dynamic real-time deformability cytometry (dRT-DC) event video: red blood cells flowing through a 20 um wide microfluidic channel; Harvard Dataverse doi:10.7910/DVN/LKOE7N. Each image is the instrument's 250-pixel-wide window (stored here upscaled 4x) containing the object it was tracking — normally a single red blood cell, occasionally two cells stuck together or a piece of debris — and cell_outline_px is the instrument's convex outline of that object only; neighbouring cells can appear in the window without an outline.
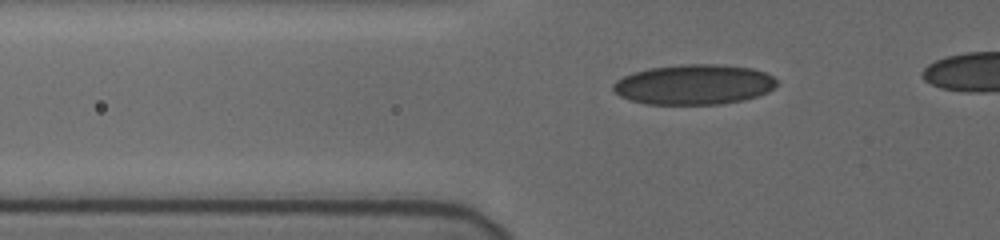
{"species": "human", "species_latin": "Homo sapiens", "temperature_condition": "cold", "stored_images_in_passage": 41, "camera_frame_rate_fps": 3000, "um_per_image_px": 0.085, "donor": {"sex": "female"}, "frame": {"image": 1, "passage_image": 10, "time_ms": 3.0, "image_size_px": [1000, 240], "cell_outline_px": [[776, 84], [768, 92], [756, 96], [740, 100], [720, 104], [648, 104], [632, 100], [620, 96], [612, 88], [612, 84], [616, 80], [624, 76], [648, 68], [680, 64], [716, 64], [752, 68], [764, 72], [772, 76], [776, 80]], "centroid_in_image_um": [58.97, 7.17], "position_along_channel_um": 66.8, "area_um2": 37.97}}
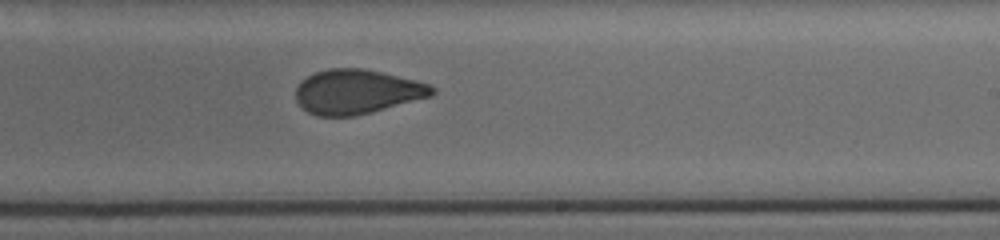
{"frame": {"image": 2, "passage_image": 26, "time_ms": 8.333, "image_size_px": [1000, 240], "cell_outline_px": [[436, 92], [432, 96], [352, 116], [316, 116], [308, 112], [296, 100], [296, 88], [308, 76], [316, 72], [328, 68], [364, 68], [416, 80], [428, 84], [436, 88]], "centroid_in_image_um": [30.35, 7.78], "position_along_channel_um": 258.7, "area_um2": 34.91}}
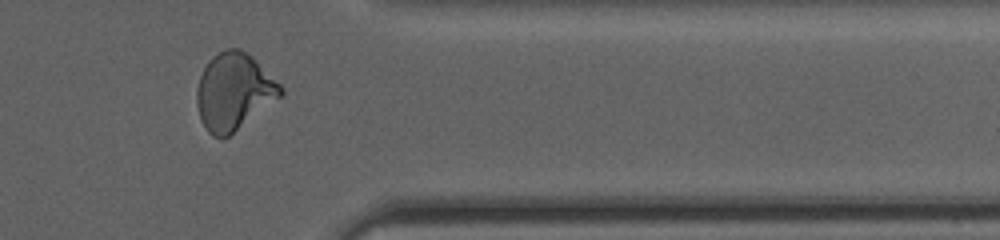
{"frame": {"image": 3, "passage_image": 37, "time_ms": 12.0, "image_size_px": [1000, 240], "cell_outline_px": [[284, 92], [280, 96], [228, 136], [212, 136], [208, 132], [200, 120], [196, 104], [196, 88], [200, 76], [208, 60], [224, 48], [240, 48], [252, 56], [284, 88]], "centroid_in_image_um": [19.84, 7.75], "position_along_channel_um": 391.6, "area_um2": 37.17}}